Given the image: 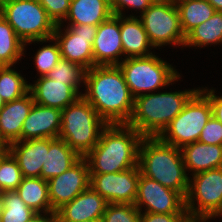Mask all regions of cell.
I'll use <instances>...</instances> for the list:
<instances>
[{
    "label": "cell",
    "instance_id": "cell-1",
    "mask_svg": "<svg viewBox=\"0 0 222 222\" xmlns=\"http://www.w3.org/2000/svg\"><path fill=\"white\" fill-rule=\"evenodd\" d=\"M82 96L107 124H127L134 97L118 65L93 66L86 70Z\"/></svg>",
    "mask_w": 222,
    "mask_h": 222
},
{
    "label": "cell",
    "instance_id": "cell-2",
    "mask_svg": "<svg viewBox=\"0 0 222 222\" xmlns=\"http://www.w3.org/2000/svg\"><path fill=\"white\" fill-rule=\"evenodd\" d=\"M143 138L127 124H108L98 143L85 156L90 174L121 172L137 166Z\"/></svg>",
    "mask_w": 222,
    "mask_h": 222
},
{
    "label": "cell",
    "instance_id": "cell-3",
    "mask_svg": "<svg viewBox=\"0 0 222 222\" xmlns=\"http://www.w3.org/2000/svg\"><path fill=\"white\" fill-rule=\"evenodd\" d=\"M138 166L142 175L186 197L190 177L180 148L158 137H144L139 147Z\"/></svg>",
    "mask_w": 222,
    "mask_h": 222
},
{
    "label": "cell",
    "instance_id": "cell-4",
    "mask_svg": "<svg viewBox=\"0 0 222 222\" xmlns=\"http://www.w3.org/2000/svg\"><path fill=\"white\" fill-rule=\"evenodd\" d=\"M198 90L139 95L134 98L132 116L127 125L143 137H158Z\"/></svg>",
    "mask_w": 222,
    "mask_h": 222
},
{
    "label": "cell",
    "instance_id": "cell-5",
    "mask_svg": "<svg viewBox=\"0 0 222 222\" xmlns=\"http://www.w3.org/2000/svg\"><path fill=\"white\" fill-rule=\"evenodd\" d=\"M107 125L88 101L80 96L62 110L59 138L85 157L98 143Z\"/></svg>",
    "mask_w": 222,
    "mask_h": 222
},
{
    "label": "cell",
    "instance_id": "cell-6",
    "mask_svg": "<svg viewBox=\"0 0 222 222\" xmlns=\"http://www.w3.org/2000/svg\"><path fill=\"white\" fill-rule=\"evenodd\" d=\"M0 14L24 43L48 42L53 37L54 22L37 0H9L0 5Z\"/></svg>",
    "mask_w": 222,
    "mask_h": 222
},
{
    "label": "cell",
    "instance_id": "cell-7",
    "mask_svg": "<svg viewBox=\"0 0 222 222\" xmlns=\"http://www.w3.org/2000/svg\"><path fill=\"white\" fill-rule=\"evenodd\" d=\"M122 70L131 95L135 98L144 92L168 87L180 79V74L174 67L158 56L152 54L145 57H131L123 59L118 65Z\"/></svg>",
    "mask_w": 222,
    "mask_h": 222
},
{
    "label": "cell",
    "instance_id": "cell-8",
    "mask_svg": "<svg viewBox=\"0 0 222 222\" xmlns=\"http://www.w3.org/2000/svg\"><path fill=\"white\" fill-rule=\"evenodd\" d=\"M211 116L210 101L198 90L158 138L166 144L181 149L185 145L198 141L201 131Z\"/></svg>",
    "mask_w": 222,
    "mask_h": 222
},
{
    "label": "cell",
    "instance_id": "cell-9",
    "mask_svg": "<svg viewBox=\"0 0 222 222\" xmlns=\"http://www.w3.org/2000/svg\"><path fill=\"white\" fill-rule=\"evenodd\" d=\"M192 176L185 197L186 211L191 220L207 221L222 207V167Z\"/></svg>",
    "mask_w": 222,
    "mask_h": 222
},
{
    "label": "cell",
    "instance_id": "cell-10",
    "mask_svg": "<svg viewBox=\"0 0 222 222\" xmlns=\"http://www.w3.org/2000/svg\"><path fill=\"white\" fill-rule=\"evenodd\" d=\"M141 16V17H140ZM139 19L154 48L164 45L184 46L178 8L174 0L152 3Z\"/></svg>",
    "mask_w": 222,
    "mask_h": 222
},
{
    "label": "cell",
    "instance_id": "cell-11",
    "mask_svg": "<svg viewBox=\"0 0 222 222\" xmlns=\"http://www.w3.org/2000/svg\"><path fill=\"white\" fill-rule=\"evenodd\" d=\"M62 27V24L56 25L53 33V38L60 48L61 58L79 64L86 70L92 68L94 66L92 44L97 26L69 24L64 33Z\"/></svg>",
    "mask_w": 222,
    "mask_h": 222
},
{
    "label": "cell",
    "instance_id": "cell-12",
    "mask_svg": "<svg viewBox=\"0 0 222 222\" xmlns=\"http://www.w3.org/2000/svg\"><path fill=\"white\" fill-rule=\"evenodd\" d=\"M146 207H145V206ZM134 206L146 213H187L185 197L140 173Z\"/></svg>",
    "mask_w": 222,
    "mask_h": 222
},
{
    "label": "cell",
    "instance_id": "cell-13",
    "mask_svg": "<svg viewBox=\"0 0 222 222\" xmlns=\"http://www.w3.org/2000/svg\"><path fill=\"white\" fill-rule=\"evenodd\" d=\"M139 177L140 170L137 165L121 172L90 174L89 186L108 203L134 205Z\"/></svg>",
    "mask_w": 222,
    "mask_h": 222
},
{
    "label": "cell",
    "instance_id": "cell-14",
    "mask_svg": "<svg viewBox=\"0 0 222 222\" xmlns=\"http://www.w3.org/2000/svg\"><path fill=\"white\" fill-rule=\"evenodd\" d=\"M47 184L51 208L56 212L89 187L90 172L86 158L81 157L67 171L50 178Z\"/></svg>",
    "mask_w": 222,
    "mask_h": 222
},
{
    "label": "cell",
    "instance_id": "cell-15",
    "mask_svg": "<svg viewBox=\"0 0 222 222\" xmlns=\"http://www.w3.org/2000/svg\"><path fill=\"white\" fill-rule=\"evenodd\" d=\"M94 66L119 65L123 60V47L120 33V16L112 15L97 26L92 44Z\"/></svg>",
    "mask_w": 222,
    "mask_h": 222
},
{
    "label": "cell",
    "instance_id": "cell-16",
    "mask_svg": "<svg viewBox=\"0 0 222 222\" xmlns=\"http://www.w3.org/2000/svg\"><path fill=\"white\" fill-rule=\"evenodd\" d=\"M109 203L90 186L55 212L57 222L102 219Z\"/></svg>",
    "mask_w": 222,
    "mask_h": 222
},
{
    "label": "cell",
    "instance_id": "cell-17",
    "mask_svg": "<svg viewBox=\"0 0 222 222\" xmlns=\"http://www.w3.org/2000/svg\"><path fill=\"white\" fill-rule=\"evenodd\" d=\"M62 110L34 103L24 120L21 140L59 138Z\"/></svg>",
    "mask_w": 222,
    "mask_h": 222
},
{
    "label": "cell",
    "instance_id": "cell-18",
    "mask_svg": "<svg viewBox=\"0 0 222 222\" xmlns=\"http://www.w3.org/2000/svg\"><path fill=\"white\" fill-rule=\"evenodd\" d=\"M79 87L41 76L34 84H30L29 91L36 104L63 110L82 96Z\"/></svg>",
    "mask_w": 222,
    "mask_h": 222
},
{
    "label": "cell",
    "instance_id": "cell-19",
    "mask_svg": "<svg viewBox=\"0 0 222 222\" xmlns=\"http://www.w3.org/2000/svg\"><path fill=\"white\" fill-rule=\"evenodd\" d=\"M34 99L29 91L24 96L6 102L0 110V141L8 146L15 141H21V131L24 120L34 104Z\"/></svg>",
    "mask_w": 222,
    "mask_h": 222
},
{
    "label": "cell",
    "instance_id": "cell-20",
    "mask_svg": "<svg viewBox=\"0 0 222 222\" xmlns=\"http://www.w3.org/2000/svg\"><path fill=\"white\" fill-rule=\"evenodd\" d=\"M7 148L17 160L23 177H41L46 150H49V138L15 141Z\"/></svg>",
    "mask_w": 222,
    "mask_h": 222
},
{
    "label": "cell",
    "instance_id": "cell-21",
    "mask_svg": "<svg viewBox=\"0 0 222 222\" xmlns=\"http://www.w3.org/2000/svg\"><path fill=\"white\" fill-rule=\"evenodd\" d=\"M120 33L124 58L145 57L152 55L153 47L143 24L134 15L120 16Z\"/></svg>",
    "mask_w": 222,
    "mask_h": 222
},
{
    "label": "cell",
    "instance_id": "cell-22",
    "mask_svg": "<svg viewBox=\"0 0 222 222\" xmlns=\"http://www.w3.org/2000/svg\"><path fill=\"white\" fill-rule=\"evenodd\" d=\"M186 171L197 174L222 167V145L193 142L181 148Z\"/></svg>",
    "mask_w": 222,
    "mask_h": 222
},
{
    "label": "cell",
    "instance_id": "cell-23",
    "mask_svg": "<svg viewBox=\"0 0 222 222\" xmlns=\"http://www.w3.org/2000/svg\"><path fill=\"white\" fill-rule=\"evenodd\" d=\"M80 158L81 156L63 139L49 138V150H46L41 178L48 181L50 178L60 175L72 167Z\"/></svg>",
    "mask_w": 222,
    "mask_h": 222
},
{
    "label": "cell",
    "instance_id": "cell-24",
    "mask_svg": "<svg viewBox=\"0 0 222 222\" xmlns=\"http://www.w3.org/2000/svg\"><path fill=\"white\" fill-rule=\"evenodd\" d=\"M113 15L109 0H71L68 15L69 24L98 26Z\"/></svg>",
    "mask_w": 222,
    "mask_h": 222
},
{
    "label": "cell",
    "instance_id": "cell-25",
    "mask_svg": "<svg viewBox=\"0 0 222 222\" xmlns=\"http://www.w3.org/2000/svg\"><path fill=\"white\" fill-rule=\"evenodd\" d=\"M15 191L36 213H55L49 201L47 180L41 177H23Z\"/></svg>",
    "mask_w": 222,
    "mask_h": 222
},
{
    "label": "cell",
    "instance_id": "cell-26",
    "mask_svg": "<svg viewBox=\"0 0 222 222\" xmlns=\"http://www.w3.org/2000/svg\"><path fill=\"white\" fill-rule=\"evenodd\" d=\"M181 30L186 36L192 29L207 21L216 12L207 0H174Z\"/></svg>",
    "mask_w": 222,
    "mask_h": 222
},
{
    "label": "cell",
    "instance_id": "cell-27",
    "mask_svg": "<svg viewBox=\"0 0 222 222\" xmlns=\"http://www.w3.org/2000/svg\"><path fill=\"white\" fill-rule=\"evenodd\" d=\"M219 43L222 44V12L216 11L212 17L185 36L184 46L203 47Z\"/></svg>",
    "mask_w": 222,
    "mask_h": 222
},
{
    "label": "cell",
    "instance_id": "cell-28",
    "mask_svg": "<svg viewBox=\"0 0 222 222\" xmlns=\"http://www.w3.org/2000/svg\"><path fill=\"white\" fill-rule=\"evenodd\" d=\"M24 55V43L0 14V66H14Z\"/></svg>",
    "mask_w": 222,
    "mask_h": 222
},
{
    "label": "cell",
    "instance_id": "cell-29",
    "mask_svg": "<svg viewBox=\"0 0 222 222\" xmlns=\"http://www.w3.org/2000/svg\"><path fill=\"white\" fill-rule=\"evenodd\" d=\"M12 66H0V95L5 102L16 100L29 92L30 83Z\"/></svg>",
    "mask_w": 222,
    "mask_h": 222
},
{
    "label": "cell",
    "instance_id": "cell-30",
    "mask_svg": "<svg viewBox=\"0 0 222 222\" xmlns=\"http://www.w3.org/2000/svg\"><path fill=\"white\" fill-rule=\"evenodd\" d=\"M2 204L0 222H26L36 214L23 202L16 191L2 192Z\"/></svg>",
    "mask_w": 222,
    "mask_h": 222
},
{
    "label": "cell",
    "instance_id": "cell-31",
    "mask_svg": "<svg viewBox=\"0 0 222 222\" xmlns=\"http://www.w3.org/2000/svg\"><path fill=\"white\" fill-rule=\"evenodd\" d=\"M85 73L86 69L81 65L61 59L46 76L69 86H80L85 81Z\"/></svg>",
    "mask_w": 222,
    "mask_h": 222
},
{
    "label": "cell",
    "instance_id": "cell-32",
    "mask_svg": "<svg viewBox=\"0 0 222 222\" xmlns=\"http://www.w3.org/2000/svg\"><path fill=\"white\" fill-rule=\"evenodd\" d=\"M22 179L23 175L17 160L8 151L0 159V192L15 191Z\"/></svg>",
    "mask_w": 222,
    "mask_h": 222
},
{
    "label": "cell",
    "instance_id": "cell-33",
    "mask_svg": "<svg viewBox=\"0 0 222 222\" xmlns=\"http://www.w3.org/2000/svg\"><path fill=\"white\" fill-rule=\"evenodd\" d=\"M54 41L53 45H46L40 48L34 57L36 69L40 76H46L62 59L59 45L55 38L50 37V42Z\"/></svg>",
    "mask_w": 222,
    "mask_h": 222
},
{
    "label": "cell",
    "instance_id": "cell-34",
    "mask_svg": "<svg viewBox=\"0 0 222 222\" xmlns=\"http://www.w3.org/2000/svg\"><path fill=\"white\" fill-rule=\"evenodd\" d=\"M102 222H139L140 211L132 204L109 203Z\"/></svg>",
    "mask_w": 222,
    "mask_h": 222
},
{
    "label": "cell",
    "instance_id": "cell-35",
    "mask_svg": "<svg viewBox=\"0 0 222 222\" xmlns=\"http://www.w3.org/2000/svg\"><path fill=\"white\" fill-rule=\"evenodd\" d=\"M55 25L62 24L68 15L71 0H37Z\"/></svg>",
    "mask_w": 222,
    "mask_h": 222
},
{
    "label": "cell",
    "instance_id": "cell-36",
    "mask_svg": "<svg viewBox=\"0 0 222 222\" xmlns=\"http://www.w3.org/2000/svg\"><path fill=\"white\" fill-rule=\"evenodd\" d=\"M198 141L205 144L222 145V123L213 115L201 131Z\"/></svg>",
    "mask_w": 222,
    "mask_h": 222
},
{
    "label": "cell",
    "instance_id": "cell-37",
    "mask_svg": "<svg viewBox=\"0 0 222 222\" xmlns=\"http://www.w3.org/2000/svg\"><path fill=\"white\" fill-rule=\"evenodd\" d=\"M110 7L113 15L123 16L122 10L124 8H132L140 10V13H144L152 4L150 0H109Z\"/></svg>",
    "mask_w": 222,
    "mask_h": 222
},
{
    "label": "cell",
    "instance_id": "cell-38",
    "mask_svg": "<svg viewBox=\"0 0 222 222\" xmlns=\"http://www.w3.org/2000/svg\"><path fill=\"white\" fill-rule=\"evenodd\" d=\"M188 213H146L140 212L139 222H190Z\"/></svg>",
    "mask_w": 222,
    "mask_h": 222
},
{
    "label": "cell",
    "instance_id": "cell-39",
    "mask_svg": "<svg viewBox=\"0 0 222 222\" xmlns=\"http://www.w3.org/2000/svg\"><path fill=\"white\" fill-rule=\"evenodd\" d=\"M199 90L209 99L211 107H212V115L222 123V96H217L215 90L200 89Z\"/></svg>",
    "mask_w": 222,
    "mask_h": 222
},
{
    "label": "cell",
    "instance_id": "cell-40",
    "mask_svg": "<svg viewBox=\"0 0 222 222\" xmlns=\"http://www.w3.org/2000/svg\"><path fill=\"white\" fill-rule=\"evenodd\" d=\"M50 216V217H49ZM55 221V213H47V215L44 213H36L34 214L28 221L26 222H54Z\"/></svg>",
    "mask_w": 222,
    "mask_h": 222
},
{
    "label": "cell",
    "instance_id": "cell-41",
    "mask_svg": "<svg viewBox=\"0 0 222 222\" xmlns=\"http://www.w3.org/2000/svg\"><path fill=\"white\" fill-rule=\"evenodd\" d=\"M216 11L222 12V0H207Z\"/></svg>",
    "mask_w": 222,
    "mask_h": 222
},
{
    "label": "cell",
    "instance_id": "cell-42",
    "mask_svg": "<svg viewBox=\"0 0 222 222\" xmlns=\"http://www.w3.org/2000/svg\"><path fill=\"white\" fill-rule=\"evenodd\" d=\"M8 152V148L6 145H4L2 148H0V159Z\"/></svg>",
    "mask_w": 222,
    "mask_h": 222
},
{
    "label": "cell",
    "instance_id": "cell-43",
    "mask_svg": "<svg viewBox=\"0 0 222 222\" xmlns=\"http://www.w3.org/2000/svg\"><path fill=\"white\" fill-rule=\"evenodd\" d=\"M5 104H6V102L4 101V99L0 95V110L4 107Z\"/></svg>",
    "mask_w": 222,
    "mask_h": 222
},
{
    "label": "cell",
    "instance_id": "cell-44",
    "mask_svg": "<svg viewBox=\"0 0 222 222\" xmlns=\"http://www.w3.org/2000/svg\"><path fill=\"white\" fill-rule=\"evenodd\" d=\"M3 204H2V192H0V215L2 213Z\"/></svg>",
    "mask_w": 222,
    "mask_h": 222
},
{
    "label": "cell",
    "instance_id": "cell-45",
    "mask_svg": "<svg viewBox=\"0 0 222 222\" xmlns=\"http://www.w3.org/2000/svg\"><path fill=\"white\" fill-rule=\"evenodd\" d=\"M82 222H102V220L101 219H93V220H85Z\"/></svg>",
    "mask_w": 222,
    "mask_h": 222
},
{
    "label": "cell",
    "instance_id": "cell-46",
    "mask_svg": "<svg viewBox=\"0 0 222 222\" xmlns=\"http://www.w3.org/2000/svg\"><path fill=\"white\" fill-rule=\"evenodd\" d=\"M221 215H222V207L219 209V211L217 212V214L213 218H215L217 216L221 217Z\"/></svg>",
    "mask_w": 222,
    "mask_h": 222
},
{
    "label": "cell",
    "instance_id": "cell-47",
    "mask_svg": "<svg viewBox=\"0 0 222 222\" xmlns=\"http://www.w3.org/2000/svg\"><path fill=\"white\" fill-rule=\"evenodd\" d=\"M152 3H155V2H163V1H167V0H150Z\"/></svg>",
    "mask_w": 222,
    "mask_h": 222
},
{
    "label": "cell",
    "instance_id": "cell-48",
    "mask_svg": "<svg viewBox=\"0 0 222 222\" xmlns=\"http://www.w3.org/2000/svg\"><path fill=\"white\" fill-rule=\"evenodd\" d=\"M190 222H206V221H200V220H191Z\"/></svg>",
    "mask_w": 222,
    "mask_h": 222
},
{
    "label": "cell",
    "instance_id": "cell-49",
    "mask_svg": "<svg viewBox=\"0 0 222 222\" xmlns=\"http://www.w3.org/2000/svg\"><path fill=\"white\" fill-rule=\"evenodd\" d=\"M6 1H9V0H0V5Z\"/></svg>",
    "mask_w": 222,
    "mask_h": 222
},
{
    "label": "cell",
    "instance_id": "cell-50",
    "mask_svg": "<svg viewBox=\"0 0 222 222\" xmlns=\"http://www.w3.org/2000/svg\"><path fill=\"white\" fill-rule=\"evenodd\" d=\"M4 145L2 144V142L0 141V148H2Z\"/></svg>",
    "mask_w": 222,
    "mask_h": 222
}]
</instances>
